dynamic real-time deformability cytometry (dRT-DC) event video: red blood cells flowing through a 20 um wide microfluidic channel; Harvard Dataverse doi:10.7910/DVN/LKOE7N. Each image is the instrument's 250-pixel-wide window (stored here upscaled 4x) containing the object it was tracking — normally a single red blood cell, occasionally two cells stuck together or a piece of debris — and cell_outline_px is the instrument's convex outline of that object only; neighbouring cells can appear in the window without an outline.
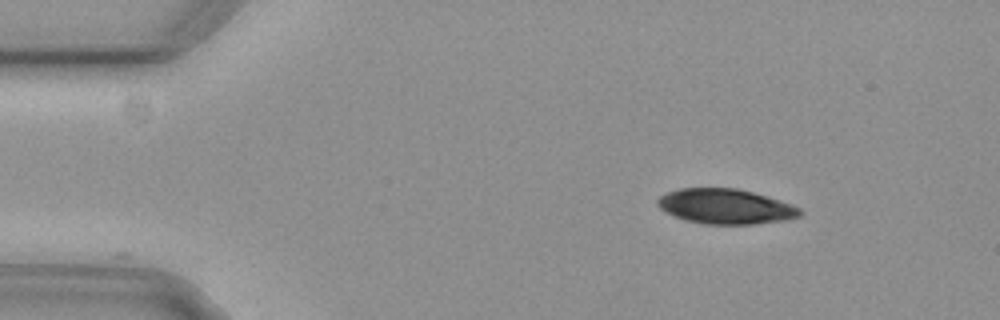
{"species": "common noctule bat (a hibernating species)", "species_latin": "Nyctalus noctula", "temperature_condition": "cold", "stored_images_in_passage": 4, "camera_frame_rate_fps": 3000, "um_per_image_px": 0.085, "animal": {"sex": "female", "body_mass_g": 29.2, "forearm_length_mm": 56.3}, "frame": {"image": 1, "passage_image": 2, "time_ms": 0.333, "image_size_px": [1000, 320], "cell_outline_px": [[804, 212], [800, 216], [788, 220], [752, 224], [704, 224], [684, 220], [660, 208], [656, 204], [656, 200], [660, 196], [668, 192], [680, 188], [736, 188], [768, 196], [800, 208]], "centroid_in_image_um": [61.69, 17.55], "position_along_channel_um": 23.3, "area_um2": 29.02}}